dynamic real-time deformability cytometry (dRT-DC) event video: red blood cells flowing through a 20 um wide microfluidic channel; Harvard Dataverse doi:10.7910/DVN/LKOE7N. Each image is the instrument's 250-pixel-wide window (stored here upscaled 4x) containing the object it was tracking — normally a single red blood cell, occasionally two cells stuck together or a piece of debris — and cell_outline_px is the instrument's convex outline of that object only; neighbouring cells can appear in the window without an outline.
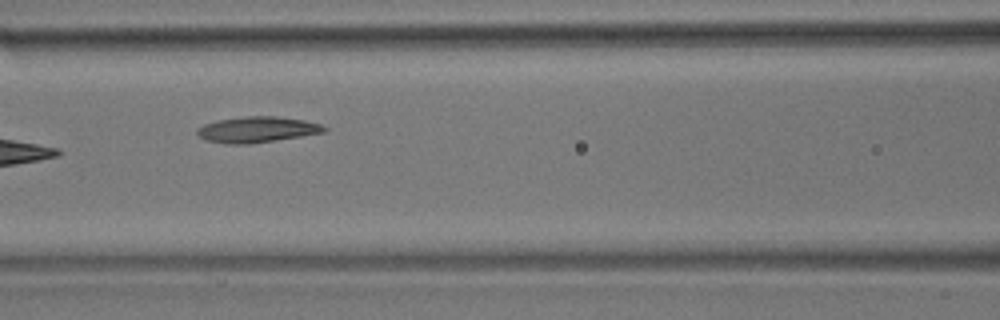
{"species": "common noctule bat (a hibernating species)", "species_latin": "Nyctalus noctula", "temperature_condition": "room temperature", "stored_images_in_passage": 9, "camera_frame_rate_fps": 3000, "um_per_image_px": 0.085, "animal": {"sex": "male", "body_mass_g": 17.9}, "frame": {"image": 1, "passage_image": 7, "time_ms": 7.0, "image_size_px": [1000, 320], "cell_outline_px": [[328, 128], [324, 132], [276, 140], [248, 144], [228, 144], [204, 140], [196, 132], [196, 128], [204, 124], [216, 120], [244, 116], [276, 116], [304, 120], [320, 124]], "centroid_in_image_um": [21.81, 11.01], "position_along_channel_um": 144.8, "area_um2": 19.13}}
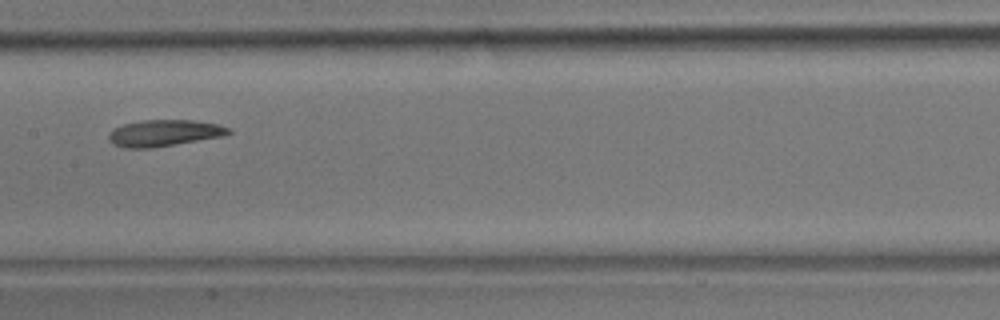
{"frame": {"image": 2, "passage_image": 8, "time_ms": 8.333, "image_size_px": [1000, 320], "cell_outline_px": [[232, 132], [224, 136], [152, 148], [124, 148], [112, 144], [108, 140], [108, 132], [124, 124], [144, 120], [192, 120], [216, 124], [232, 128]], "centroid_in_image_um": [13.95, 11.31], "position_along_channel_um": 193.5, "area_um2": 18.55}}